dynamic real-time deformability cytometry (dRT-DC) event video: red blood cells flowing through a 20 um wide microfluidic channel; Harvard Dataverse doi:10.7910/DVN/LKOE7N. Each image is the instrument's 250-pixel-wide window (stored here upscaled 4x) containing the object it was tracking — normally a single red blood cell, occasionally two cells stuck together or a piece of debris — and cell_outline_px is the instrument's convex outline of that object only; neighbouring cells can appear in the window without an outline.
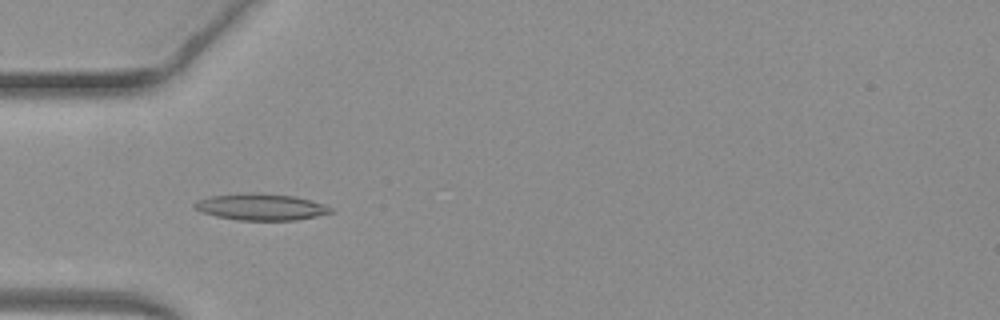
{"species": "common noctule bat (a hibernating species)", "species_latin": "Nyctalus noctula", "temperature_condition": "warm", "stored_images_in_passage": 49, "camera_frame_rate_fps": 3000, "um_per_image_px": 0.085, "animal": {"sex": "female", "body_mass_g": 19.3, "forearm_length_mm": 54.1}, "frame": {"image": 1, "passage_image": 15, "time_ms": 4.667, "image_size_px": [1000, 320], "cell_outline_px": [[336, 212], [296, 220], [236, 220], [216, 216], [200, 212], [192, 204], [200, 200], [212, 196], [244, 192], [292, 196], [324, 204], [332, 208]], "centroid_in_image_um": [22.18, 17.6], "position_along_channel_um": 62.8, "area_um2": 20.87}}
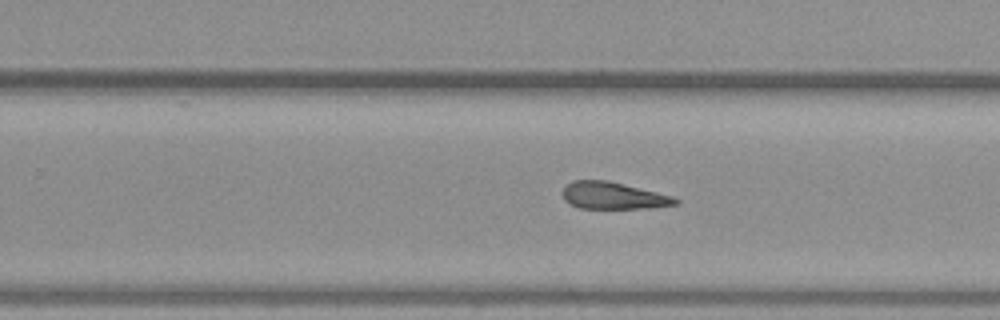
{"frame": {"image": 2, "passage_image": 31, "time_ms": 10.0, "image_size_px": [1000, 320], "cell_outline_px": [[680, 200], [676, 204], [652, 208], [580, 208], [568, 204], [564, 200], [564, 188], [572, 180], [604, 180], [656, 192], [672, 196]], "centroid_in_image_um": [52.11, 16.64], "position_along_channel_um": 277.7, "area_um2": 17.46}}
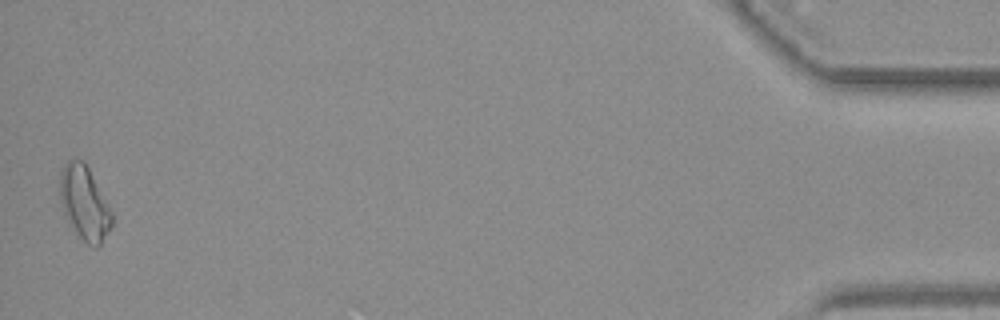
{"frame": {"image": 3, "passage_image": 49, "time_ms": 16.0, "image_size_px": [1000, 320], "cell_outline_px": [[112, 228], [100, 244], [96, 248], [92, 248], [76, 236], [64, 212], [60, 200], [60, 172], [64, 164], [68, 160], [84, 160], [108, 204], [112, 212]], "centroid_in_image_um": [7.18, 17.3], "position_along_channel_um": 428.0, "area_um2": 22.48}, "authors_computed_cell_mechanics": {"area_um2": 19.1896, "velocity_mm_per_s": 4.0706, "shape_relaxation_time_tau1_ms": null, "shape_relaxation_time_tau2_ms": 7.2086, "deformation_change_tau1": null, "deformation_change_tau2": 0.2306}}